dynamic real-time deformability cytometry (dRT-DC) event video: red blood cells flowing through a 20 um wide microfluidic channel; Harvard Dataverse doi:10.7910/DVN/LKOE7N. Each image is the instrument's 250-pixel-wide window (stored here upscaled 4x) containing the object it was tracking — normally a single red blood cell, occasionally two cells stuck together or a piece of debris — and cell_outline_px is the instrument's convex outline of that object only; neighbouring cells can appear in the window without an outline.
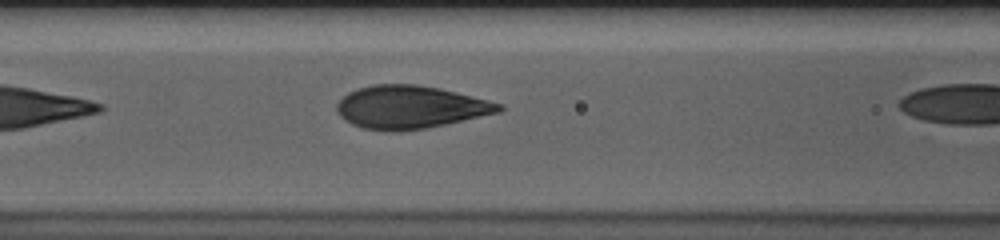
{"species": "human", "species_latin": "Homo sapiens", "temperature_condition": "cold", "stored_images_in_passage": 7, "camera_frame_rate_fps": 3000, "um_per_image_px": 0.085, "donor": {"sex": "male"}, "frame": {"image": 1, "passage_image": 6, "time_ms": 1.667, "image_size_px": [1000, 240], "cell_outline_px": [[504, 108], [500, 112], [428, 128], [392, 132], [388, 132], [364, 128], [352, 124], [340, 116], [336, 108], [336, 104], [348, 92], [372, 84], [416, 84], [440, 88], [504, 104]], "centroid_in_image_um": [34.88, 9.11], "position_along_channel_um": 131.7, "area_um2": 40.58}}